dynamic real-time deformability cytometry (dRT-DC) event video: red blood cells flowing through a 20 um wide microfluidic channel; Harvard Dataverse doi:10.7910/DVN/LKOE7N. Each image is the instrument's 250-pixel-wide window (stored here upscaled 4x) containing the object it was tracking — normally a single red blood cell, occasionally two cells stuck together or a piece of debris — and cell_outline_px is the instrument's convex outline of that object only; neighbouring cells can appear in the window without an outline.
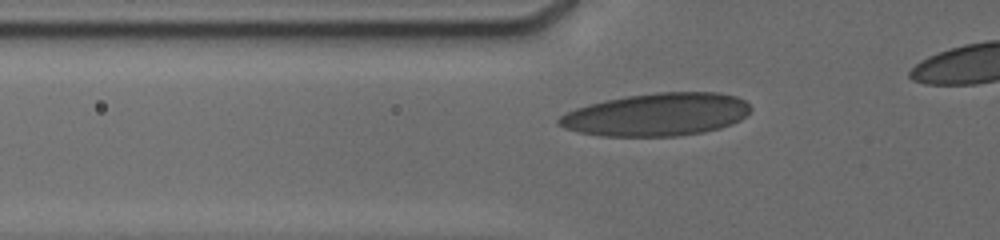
{"species": "human", "species_latin": "Homo sapiens", "temperature_condition": "cold", "stored_images_in_passage": 71, "camera_frame_rate_fps": 3000, "um_per_image_px": 0.085, "donor": {"sex": "male"}, "frame": {"image": 1, "passage_image": 9, "time_ms": 1.667, "image_size_px": [1000, 240], "cell_outline_px": [[752, 108], [740, 120], [732, 124], [720, 128], [704, 132], [676, 136], [604, 136], [580, 132], [564, 128], [556, 124], [556, 120], [560, 116], [576, 108], [588, 104], [628, 96], [656, 92], [720, 92], [736, 96], [744, 100]], "centroid_in_image_um": [55.84, 9.73], "position_along_channel_um": 70.0, "area_um2": 47.74}}
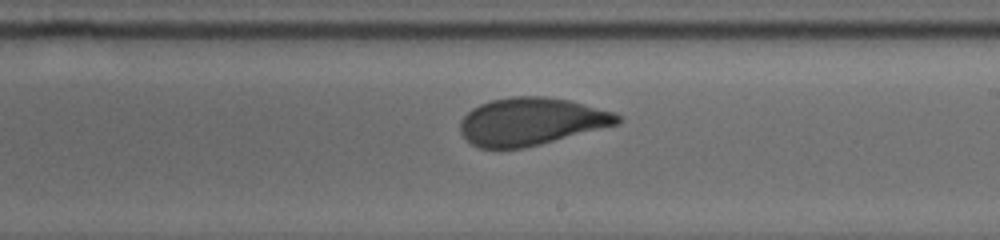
{"frame": {"image": 2, "passage_image": 36, "time_ms": 6.333, "image_size_px": [1000, 240], "cell_outline_px": [[620, 120], [616, 124], [540, 144], [524, 148], [480, 148], [472, 144], [460, 132], [460, 120], [472, 108], [480, 104], [492, 100], [512, 96], [544, 96], [568, 100], [612, 112], [620, 116]], "centroid_in_image_um": [45.09, 10.32], "position_along_channel_um": 243.9, "area_um2": 42.95}}
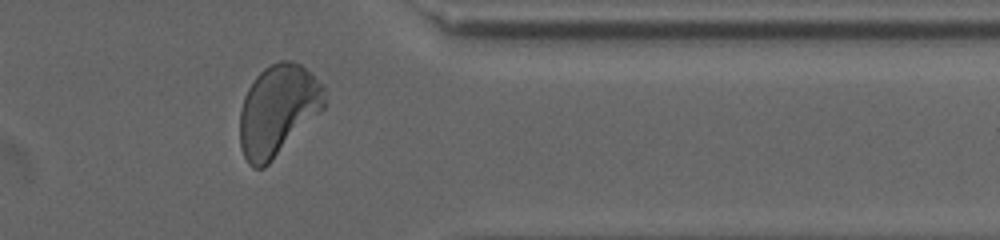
{"frame": {"image": 3, "passage_image": 65, "time_ms": 10.333, "image_size_px": [1000, 240], "cell_outline_px": [[328, 104], [264, 168], [252, 168], [248, 164], [240, 148], [240, 112], [244, 96], [248, 88], [256, 76], [264, 68], [280, 60], [288, 60], [300, 64], [312, 72], [324, 84]], "centroid_in_image_um": [23.64, 9.34], "position_along_channel_um": 387.8, "area_um2": 45.08}, "authors_computed_cell_mechanics": {"area_um2": 44.1592, "velocity_mm_per_s": 3.7881, "shape_relaxation_time_tau1_ms": 5.2846, "shape_relaxation_time_tau2_ms": 0.7812, "deformation_change_tau1": 0.1612, "deformation_change_tau2": 0.0761}}